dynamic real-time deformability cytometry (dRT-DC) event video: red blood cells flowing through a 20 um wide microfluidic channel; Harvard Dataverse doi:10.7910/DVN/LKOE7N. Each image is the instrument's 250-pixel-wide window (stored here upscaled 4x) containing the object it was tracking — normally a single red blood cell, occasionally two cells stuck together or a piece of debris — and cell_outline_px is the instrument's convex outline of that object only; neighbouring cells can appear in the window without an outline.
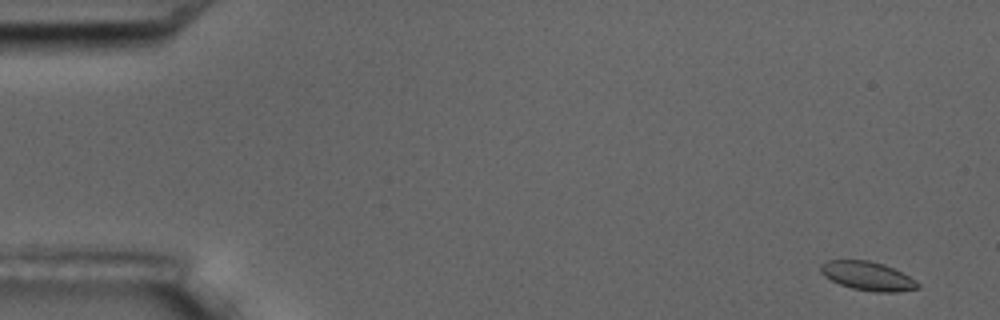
{"species": "common noctule bat (a hibernating species)", "species_latin": "Nyctalus noctula", "temperature_condition": "room temperature", "stored_images_in_passage": 5, "camera_frame_rate_fps": 3000, "um_per_image_px": 0.085, "animal": {"sex": "male", "body_mass_g": 17.5, "forearm_length_mm": 52.3}, "frame": {"image": 1, "passage_image": 1, "time_ms": 0.0, "image_size_px": [1000, 320], "cell_outline_px": [[920, 288], [896, 292], [872, 292], [852, 288], [840, 284], [824, 276], [820, 272], [820, 264], [828, 260], [868, 260], [884, 264], [916, 280], [920, 284]], "centroid_in_image_um": [73.74, 23.46], "position_along_channel_um": 11.3, "area_um2": 16.3}}
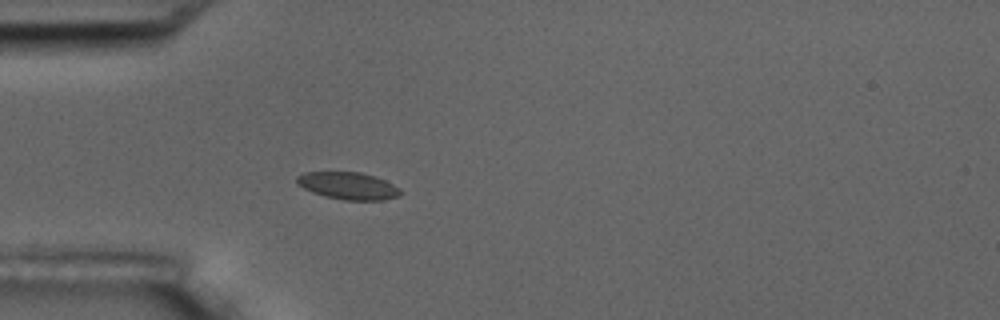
{"frame": {"image": 2, "passage_image": 5, "time_ms": 4.667, "image_size_px": [1000, 320], "cell_outline_px": [[404, 192], [400, 196], [384, 200], [344, 200], [324, 196], [312, 192], [296, 184], [296, 176], [304, 172], [360, 172], [376, 176], [400, 188]], "centroid_in_image_um": [29.61, 15.79], "position_along_channel_um": 55.4, "area_um2": 16.65}}